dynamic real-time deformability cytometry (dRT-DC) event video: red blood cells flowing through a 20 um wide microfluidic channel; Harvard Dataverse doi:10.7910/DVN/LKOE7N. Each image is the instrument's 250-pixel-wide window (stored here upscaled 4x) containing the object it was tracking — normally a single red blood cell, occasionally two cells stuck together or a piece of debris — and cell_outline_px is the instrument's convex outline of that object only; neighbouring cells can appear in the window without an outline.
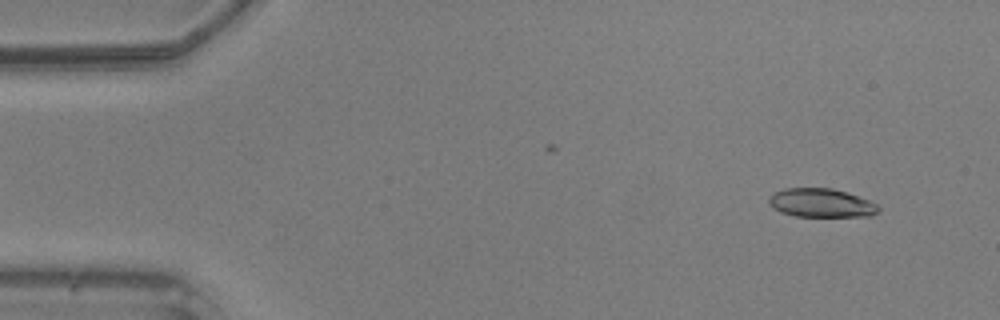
{"species": "common noctule bat (a hibernating species)", "species_latin": "Nyctalus noctula", "temperature_condition": "warm", "stored_images_in_passage": 43, "camera_frame_rate_fps": 3000, "um_per_image_px": 0.085, "animal": {"sex": "male", "body_mass_g": 20.5, "forearm_length_mm": 52.5}, "frame": {"image": 1, "passage_image": 4, "time_ms": 1.0, "image_size_px": [1000, 320], "cell_outline_px": [[880, 208], [872, 216], [796, 216], [780, 212], [772, 208], [768, 204], [768, 196], [772, 192], [784, 188], [832, 188], [868, 200], [876, 204]], "centroid_in_image_um": [69.71, 17.24], "position_along_channel_um": 15.3, "area_um2": 18.32}}
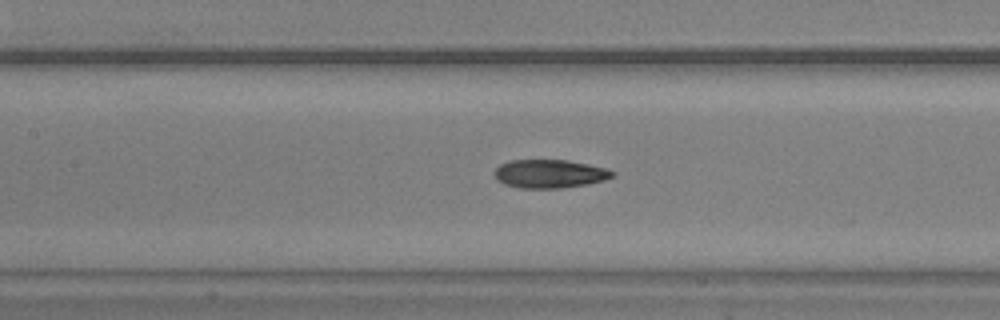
{"frame": {"image": 2, "passage_image": 22, "time_ms": 7.0, "image_size_px": [1000, 320], "cell_outline_px": [[616, 176], [604, 180], [588, 184], [560, 188], [520, 188], [504, 184], [496, 180], [496, 168], [500, 164], [512, 160], [568, 160], [588, 164], [604, 168], [616, 172]], "centroid_in_image_um": [46.75, 14.77], "position_along_channel_um": 160.7, "area_um2": 19.54}}
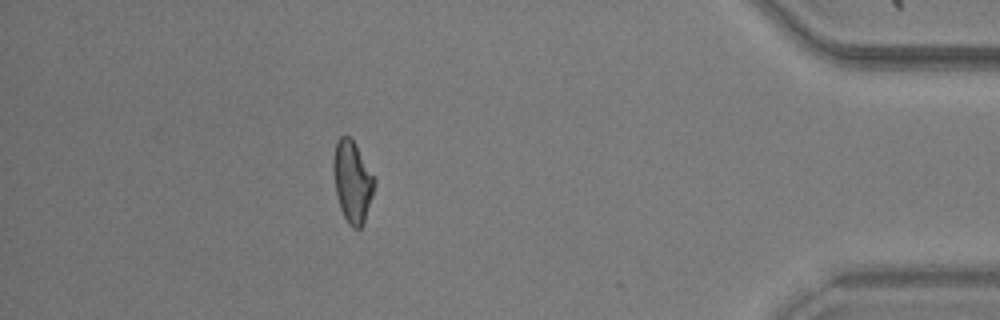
{"frame": {"image": 3, "passage_image": 43, "time_ms": 14.0, "image_size_px": [1000, 320], "cell_outline_px": [[376, 184], [364, 224], [360, 228], [352, 228], [348, 224], [340, 208], [336, 192], [332, 168], [332, 160], [336, 140], [340, 136], [348, 136], [356, 144], [376, 180]], "centroid_in_image_um": [29.95, 15.43], "position_along_channel_um": 405.3, "area_um2": 19.71}}